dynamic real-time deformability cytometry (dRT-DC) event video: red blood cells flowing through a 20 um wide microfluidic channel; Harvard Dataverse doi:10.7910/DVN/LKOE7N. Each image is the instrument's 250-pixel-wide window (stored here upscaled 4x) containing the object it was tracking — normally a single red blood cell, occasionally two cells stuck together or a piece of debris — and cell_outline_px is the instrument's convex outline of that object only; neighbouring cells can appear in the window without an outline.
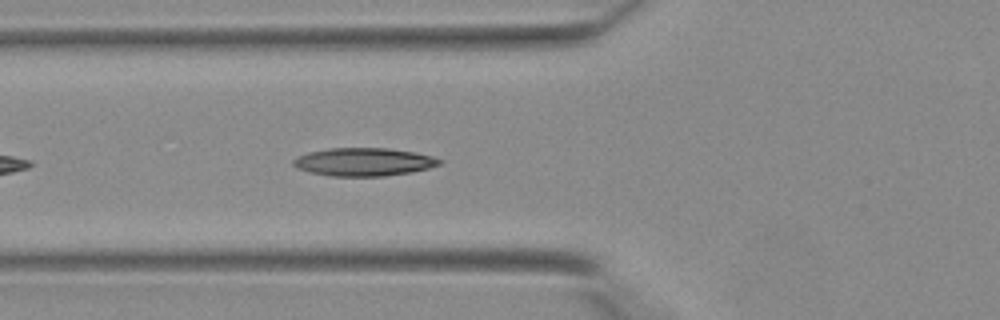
{"species": "Egyptian fruit bat (a non-hibernating species)", "species_latin": "Rousettus aegyptiacus", "temperature_condition": "warm", "stored_images_in_passage": 12, "camera_frame_rate_fps": 3000, "um_per_image_px": 0.085, "animal": {"sex": "female"}, "frame": {"image": 1, "passage_image": 4, "time_ms": 1.0, "image_size_px": [1000, 320], "cell_outline_px": [[444, 160], [440, 164], [428, 168], [412, 172], [384, 176], [332, 176], [308, 172], [296, 168], [292, 164], [292, 160], [308, 152], [328, 148], [384, 148], [412, 152], [432, 156]], "centroid_in_image_um": [30.9, 13.77], "position_along_channel_um": 94.9, "area_um2": 23.87}}
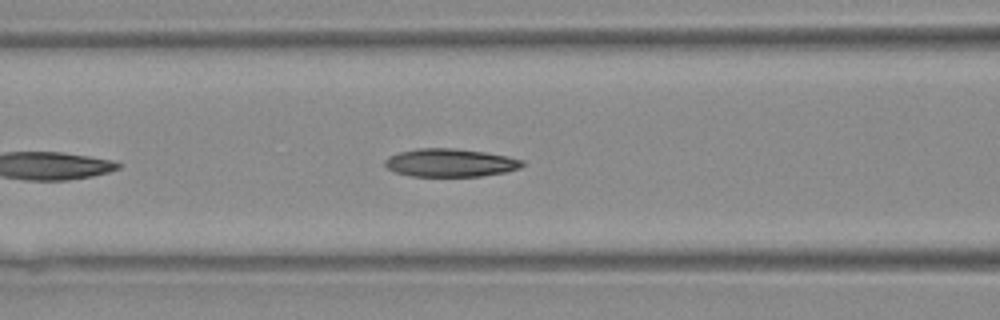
{"frame": {"image": 2, "passage_image": 6, "time_ms": 1.667, "image_size_px": [1000, 320], "cell_outline_px": [[524, 164], [520, 168], [504, 172], [480, 176], [412, 176], [396, 172], [388, 168], [384, 164], [384, 160], [388, 156], [400, 152], [416, 148], [452, 148], [484, 152], [508, 156], [524, 160]], "centroid_in_image_um": [38.27, 13.83], "position_along_channel_um": 128.3, "area_um2": 22.43}}